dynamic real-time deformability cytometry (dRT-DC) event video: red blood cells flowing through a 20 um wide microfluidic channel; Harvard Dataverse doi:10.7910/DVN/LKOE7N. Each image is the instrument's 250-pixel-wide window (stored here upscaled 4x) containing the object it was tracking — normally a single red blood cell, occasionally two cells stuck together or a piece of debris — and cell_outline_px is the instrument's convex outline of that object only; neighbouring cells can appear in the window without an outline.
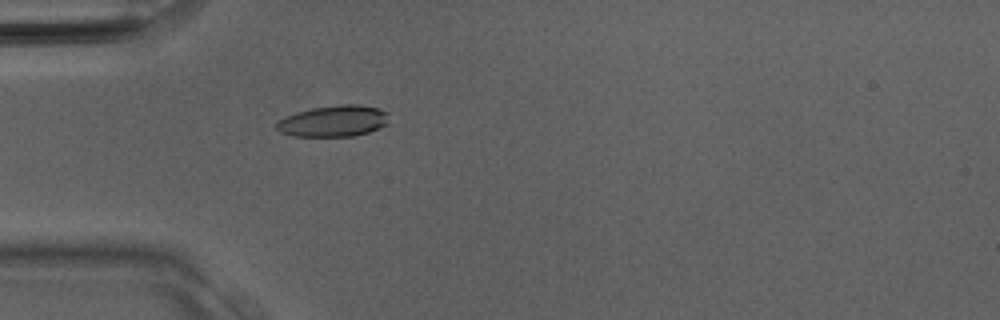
{"species": "Egyptian fruit bat (a non-hibernating species)", "species_latin": "Rousettus aegyptiacus", "temperature_condition": "room temperature", "stored_images_in_passage": 27, "camera_frame_rate_fps": 3000, "um_per_image_px": 0.085, "animal": {"sex": "male"}, "frame": {"image": 1, "passage_image": 4, "time_ms": 1.0, "image_size_px": [1000, 320], "cell_outline_px": [[388, 124], [380, 128], [368, 132], [352, 136], [292, 136], [280, 132], [276, 128], [276, 124], [280, 120], [296, 112], [312, 108], [340, 104], [356, 104], [380, 108], [388, 112]], "centroid_in_image_um": [28.39, 10.28], "position_along_channel_um": 56.6, "area_um2": 20.52}}
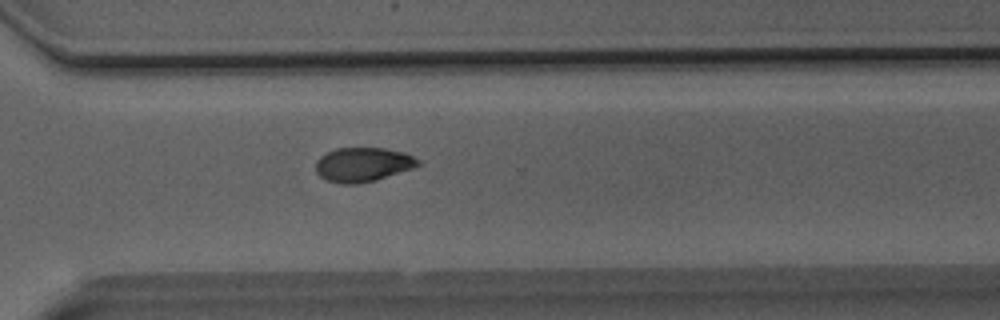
{"frame": {"image": 2, "passage_image": 18, "time_ms": 5.667, "image_size_px": [1000, 320], "cell_outline_px": [[424, 164], [376, 180], [356, 184], [340, 184], [328, 180], [320, 176], [316, 172], [316, 160], [320, 156], [336, 148], [384, 148], [404, 152], [420, 160]], "centroid_in_image_um": [30.86, 13.98], "position_along_channel_um": 339.7, "area_um2": 20.46}}
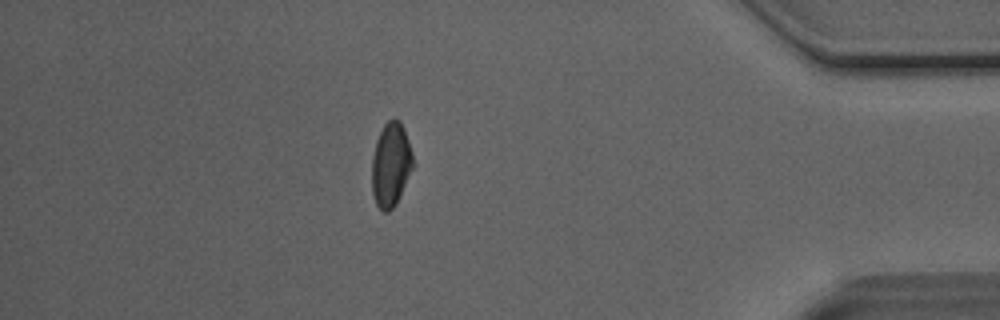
{"frame": {"image": 3, "passage_image": 23, "time_ms": 7.333, "image_size_px": [1000, 320], "cell_outline_px": [[416, 164], [396, 204], [388, 212], [384, 212], [376, 204], [372, 192], [372, 156], [376, 140], [384, 124], [388, 120], [400, 120], [404, 128]], "centroid_in_image_um": [33.24, 14.0], "position_along_channel_um": 402.0, "area_um2": 20.4}}